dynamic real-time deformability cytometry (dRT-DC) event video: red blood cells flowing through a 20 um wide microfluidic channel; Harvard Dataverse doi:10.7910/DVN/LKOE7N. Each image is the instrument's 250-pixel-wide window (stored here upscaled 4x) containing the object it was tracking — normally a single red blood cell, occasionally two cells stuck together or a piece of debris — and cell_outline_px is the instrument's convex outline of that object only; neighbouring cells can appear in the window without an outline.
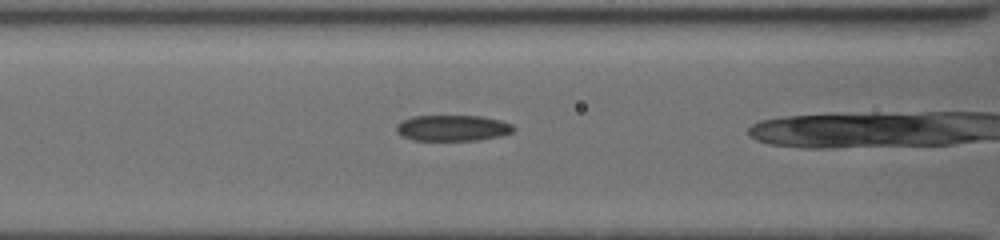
{"species": "common noctule bat (a hibernating species)", "species_latin": "Nyctalus noctula", "temperature_condition": "cold", "stored_images_in_passage": 15, "camera_frame_rate_fps": 3000, "um_per_image_px": 0.085, "animal": {"sex": "female", "body_mass_g": 19.5, "forearm_length_mm": 54.1}, "frame": {"image": 1, "passage_image": 12, "time_ms": 6.333, "image_size_px": [1000, 240], "cell_outline_px": [[516, 128], [512, 132], [500, 136], [480, 140], [412, 140], [396, 132], [396, 124], [412, 116], [480, 116], [500, 120], [512, 124]], "centroid_in_image_um": [38.48, 10.88], "position_along_channel_um": 128.1, "area_um2": 17.69}}
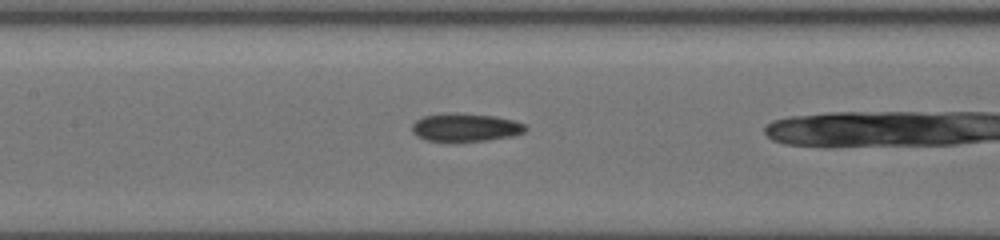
{"frame": {"image": 2, "passage_image": 14, "time_ms": 7.333, "image_size_px": [1000, 240], "cell_outline_px": [[528, 128], [524, 132], [512, 136], [484, 140], [424, 140], [416, 136], [412, 132], [412, 124], [416, 120], [424, 116], [496, 116], [512, 120], [524, 124]], "centroid_in_image_um": [39.59, 10.87], "position_along_channel_um": 167.8, "area_um2": 17.28}}